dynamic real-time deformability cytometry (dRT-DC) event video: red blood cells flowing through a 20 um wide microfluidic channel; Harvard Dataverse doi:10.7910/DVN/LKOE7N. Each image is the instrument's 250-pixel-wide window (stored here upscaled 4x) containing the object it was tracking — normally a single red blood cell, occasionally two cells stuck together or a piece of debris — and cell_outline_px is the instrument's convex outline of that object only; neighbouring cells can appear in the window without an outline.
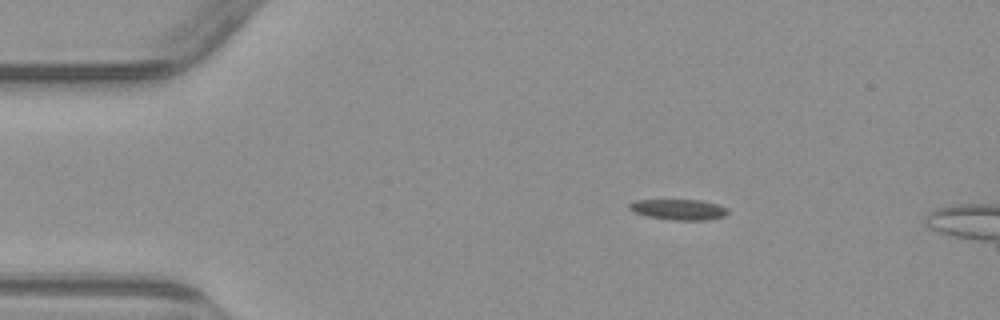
{"species": "common noctule bat (a hibernating species)", "species_latin": "Nyctalus noctula", "temperature_condition": "warm", "stored_images_in_passage": 4, "camera_frame_rate_fps": 3000, "um_per_image_px": 0.085, "animal": {"sex": "male", "body_mass_g": 23.1, "forearm_length_mm": 52.7}, "frame": {"image": 1, "passage_image": 2, "time_ms": 1.333, "image_size_px": [1000, 320], "cell_outline_px": [[728, 212], [724, 216], [708, 220], [676, 220], [648, 216], [636, 212], [628, 208], [628, 204], [636, 200], [700, 200], [716, 204], [728, 208]], "centroid_in_image_um": [57.71, 17.8], "position_along_channel_um": 27.3, "area_um2": 11.68}}